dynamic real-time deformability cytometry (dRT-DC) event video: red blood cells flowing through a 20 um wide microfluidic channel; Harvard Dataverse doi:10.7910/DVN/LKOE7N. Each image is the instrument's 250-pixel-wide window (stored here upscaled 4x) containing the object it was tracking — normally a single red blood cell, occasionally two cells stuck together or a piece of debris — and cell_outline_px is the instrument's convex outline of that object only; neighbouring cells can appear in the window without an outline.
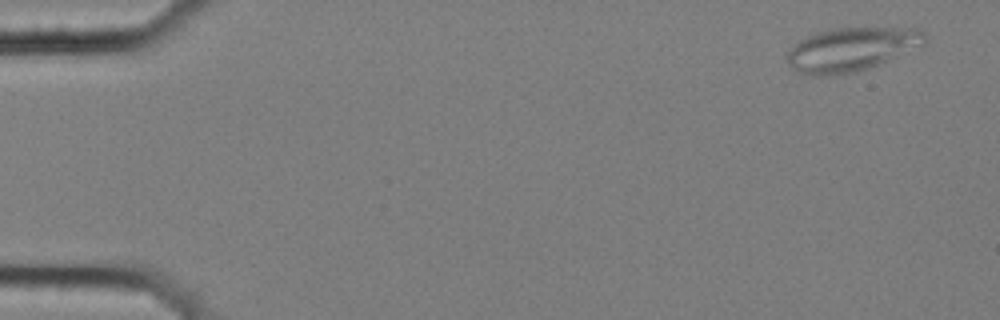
{"species": "common noctule bat (a hibernating species)", "species_latin": "Nyctalus noctula", "temperature_condition": "cold", "stored_images_in_passage": 5, "camera_frame_rate_fps": 3000, "um_per_image_px": 0.085, "animal": {"sex": "female", "body_mass_g": 25.1}, "frame": {"image": 1, "passage_image": 1, "time_ms": 0.0, "image_size_px": [1000, 320], "cell_outline_px": [[928, 40], [924, 44], [868, 68], [856, 72], [820, 76], [804, 76], [796, 72], [784, 56], [804, 36], [816, 32], [832, 28], [924, 28], [928, 36]], "centroid_in_image_um": [72.35, 4.18], "position_along_channel_um": 12.6, "area_um2": 35.2}}